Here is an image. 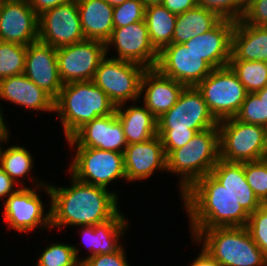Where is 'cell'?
<instances>
[{"instance_id": "cell-1", "label": "cell", "mask_w": 267, "mask_h": 266, "mask_svg": "<svg viewBox=\"0 0 267 266\" xmlns=\"http://www.w3.org/2000/svg\"><path fill=\"white\" fill-rule=\"evenodd\" d=\"M70 186L49 183L51 228L94 226L111 219L118 211V192L86 184L70 175ZM111 190V191H109Z\"/></svg>"}, {"instance_id": "cell-2", "label": "cell", "mask_w": 267, "mask_h": 266, "mask_svg": "<svg viewBox=\"0 0 267 266\" xmlns=\"http://www.w3.org/2000/svg\"><path fill=\"white\" fill-rule=\"evenodd\" d=\"M192 239L202 230L247 226L249 214L211 174L196 180L182 195Z\"/></svg>"}, {"instance_id": "cell-3", "label": "cell", "mask_w": 267, "mask_h": 266, "mask_svg": "<svg viewBox=\"0 0 267 266\" xmlns=\"http://www.w3.org/2000/svg\"><path fill=\"white\" fill-rule=\"evenodd\" d=\"M218 127L202 94L194 87H185L176 104L157 119V135L166 156L186 145L198 132Z\"/></svg>"}, {"instance_id": "cell-4", "label": "cell", "mask_w": 267, "mask_h": 266, "mask_svg": "<svg viewBox=\"0 0 267 266\" xmlns=\"http://www.w3.org/2000/svg\"><path fill=\"white\" fill-rule=\"evenodd\" d=\"M116 106L93 81H74L63 84L54 100V113L69 139L80 127L97 117L111 115Z\"/></svg>"}, {"instance_id": "cell-5", "label": "cell", "mask_w": 267, "mask_h": 266, "mask_svg": "<svg viewBox=\"0 0 267 266\" xmlns=\"http://www.w3.org/2000/svg\"><path fill=\"white\" fill-rule=\"evenodd\" d=\"M166 158L167 173L179 177L181 198L196 180L210 174L220 160L218 127L198 132L186 145L174 149Z\"/></svg>"}, {"instance_id": "cell-6", "label": "cell", "mask_w": 267, "mask_h": 266, "mask_svg": "<svg viewBox=\"0 0 267 266\" xmlns=\"http://www.w3.org/2000/svg\"><path fill=\"white\" fill-rule=\"evenodd\" d=\"M191 240L201 244L222 266H267V257L246 226L205 229Z\"/></svg>"}, {"instance_id": "cell-7", "label": "cell", "mask_w": 267, "mask_h": 266, "mask_svg": "<svg viewBox=\"0 0 267 266\" xmlns=\"http://www.w3.org/2000/svg\"><path fill=\"white\" fill-rule=\"evenodd\" d=\"M220 159L251 162L267 158V128L235 117L218 122Z\"/></svg>"}, {"instance_id": "cell-8", "label": "cell", "mask_w": 267, "mask_h": 266, "mask_svg": "<svg viewBox=\"0 0 267 266\" xmlns=\"http://www.w3.org/2000/svg\"><path fill=\"white\" fill-rule=\"evenodd\" d=\"M42 189L48 193L50 199L48 181L45 185L35 186V188L21 187L5 199L3 221L8 229L20 232V234L38 229L51 231V207L47 211L41 199L42 196L37 192L39 190L42 192Z\"/></svg>"}, {"instance_id": "cell-9", "label": "cell", "mask_w": 267, "mask_h": 266, "mask_svg": "<svg viewBox=\"0 0 267 266\" xmlns=\"http://www.w3.org/2000/svg\"><path fill=\"white\" fill-rule=\"evenodd\" d=\"M70 148L75 154L67 171L78 181L106 189L118 179L126 181L123 153L99 148Z\"/></svg>"}, {"instance_id": "cell-10", "label": "cell", "mask_w": 267, "mask_h": 266, "mask_svg": "<svg viewBox=\"0 0 267 266\" xmlns=\"http://www.w3.org/2000/svg\"><path fill=\"white\" fill-rule=\"evenodd\" d=\"M195 87L218 122L235 117L247 95L244 85L229 65L213 69Z\"/></svg>"}, {"instance_id": "cell-11", "label": "cell", "mask_w": 267, "mask_h": 266, "mask_svg": "<svg viewBox=\"0 0 267 266\" xmlns=\"http://www.w3.org/2000/svg\"><path fill=\"white\" fill-rule=\"evenodd\" d=\"M146 68L128 61L105 56L99 63L93 82L110 101L119 105L140 100L141 80Z\"/></svg>"}, {"instance_id": "cell-12", "label": "cell", "mask_w": 267, "mask_h": 266, "mask_svg": "<svg viewBox=\"0 0 267 266\" xmlns=\"http://www.w3.org/2000/svg\"><path fill=\"white\" fill-rule=\"evenodd\" d=\"M106 56L105 43L85 39L57 49L58 72L63 84L93 81L100 61Z\"/></svg>"}, {"instance_id": "cell-13", "label": "cell", "mask_w": 267, "mask_h": 266, "mask_svg": "<svg viewBox=\"0 0 267 266\" xmlns=\"http://www.w3.org/2000/svg\"><path fill=\"white\" fill-rule=\"evenodd\" d=\"M38 20V41L53 48L85 40L76 0L43 12Z\"/></svg>"}, {"instance_id": "cell-14", "label": "cell", "mask_w": 267, "mask_h": 266, "mask_svg": "<svg viewBox=\"0 0 267 266\" xmlns=\"http://www.w3.org/2000/svg\"><path fill=\"white\" fill-rule=\"evenodd\" d=\"M105 47L106 56L114 47L117 55L111 58L133 62L146 69L155 68L158 61V51L150 42L145 20L114 28Z\"/></svg>"}, {"instance_id": "cell-15", "label": "cell", "mask_w": 267, "mask_h": 266, "mask_svg": "<svg viewBox=\"0 0 267 266\" xmlns=\"http://www.w3.org/2000/svg\"><path fill=\"white\" fill-rule=\"evenodd\" d=\"M161 74L186 87H194L204 80L213 68L184 44H169L158 52L155 67Z\"/></svg>"}, {"instance_id": "cell-16", "label": "cell", "mask_w": 267, "mask_h": 266, "mask_svg": "<svg viewBox=\"0 0 267 266\" xmlns=\"http://www.w3.org/2000/svg\"><path fill=\"white\" fill-rule=\"evenodd\" d=\"M65 141L69 147L99 148L118 153H123L128 145L116 112L84 124Z\"/></svg>"}, {"instance_id": "cell-17", "label": "cell", "mask_w": 267, "mask_h": 266, "mask_svg": "<svg viewBox=\"0 0 267 266\" xmlns=\"http://www.w3.org/2000/svg\"><path fill=\"white\" fill-rule=\"evenodd\" d=\"M38 27L28 0L0 2V41L28 46L38 41Z\"/></svg>"}, {"instance_id": "cell-18", "label": "cell", "mask_w": 267, "mask_h": 266, "mask_svg": "<svg viewBox=\"0 0 267 266\" xmlns=\"http://www.w3.org/2000/svg\"><path fill=\"white\" fill-rule=\"evenodd\" d=\"M123 160L127 183L149 179L157 171L167 172L166 153L158 135L127 145Z\"/></svg>"}, {"instance_id": "cell-19", "label": "cell", "mask_w": 267, "mask_h": 266, "mask_svg": "<svg viewBox=\"0 0 267 266\" xmlns=\"http://www.w3.org/2000/svg\"><path fill=\"white\" fill-rule=\"evenodd\" d=\"M24 75L54 100L63 87L57 62V49L36 41L27 46Z\"/></svg>"}, {"instance_id": "cell-20", "label": "cell", "mask_w": 267, "mask_h": 266, "mask_svg": "<svg viewBox=\"0 0 267 266\" xmlns=\"http://www.w3.org/2000/svg\"><path fill=\"white\" fill-rule=\"evenodd\" d=\"M235 21L222 19L214 28L191 38L184 45L213 69L229 65Z\"/></svg>"}, {"instance_id": "cell-21", "label": "cell", "mask_w": 267, "mask_h": 266, "mask_svg": "<svg viewBox=\"0 0 267 266\" xmlns=\"http://www.w3.org/2000/svg\"><path fill=\"white\" fill-rule=\"evenodd\" d=\"M185 87L156 68L146 69L141 80V103L158 119L176 104Z\"/></svg>"}, {"instance_id": "cell-22", "label": "cell", "mask_w": 267, "mask_h": 266, "mask_svg": "<svg viewBox=\"0 0 267 266\" xmlns=\"http://www.w3.org/2000/svg\"><path fill=\"white\" fill-rule=\"evenodd\" d=\"M120 210L109 220L94 226H78L82 234V246L89 251V256H83L81 263L88 257L96 254H111L116 252L122 245L124 234L129 229V221Z\"/></svg>"}, {"instance_id": "cell-23", "label": "cell", "mask_w": 267, "mask_h": 266, "mask_svg": "<svg viewBox=\"0 0 267 266\" xmlns=\"http://www.w3.org/2000/svg\"><path fill=\"white\" fill-rule=\"evenodd\" d=\"M0 99L30 112H54V99L24 74L0 79Z\"/></svg>"}, {"instance_id": "cell-24", "label": "cell", "mask_w": 267, "mask_h": 266, "mask_svg": "<svg viewBox=\"0 0 267 266\" xmlns=\"http://www.w3.org/2000/svg\"><path fill=\"white\" fill-rule=\"evenodd\" d=\"M210 174L233 195L248 214L255 212L263 204L248 185L244 162H229L220 159Z\"/></svg>"}, {"instance_id": "cell-25", "label": "cell", "mask_w": 267, "mask_h": 266, "mask_svg": "<svg viewBox=\"0 0 267 266\" xmlns=\"http://www.w3.org/2000/svg\"><path fill=\"white\" fill-rule=\"evenodd\" d=\"M230 60L267 62V26H252L243 20L236 21Z\"/></svg>"}, {"instance_id": "cell-26", "label": "cell", "mask_w": 267, "mask_h": 266, "mask_svg": "<svg viewBox=\"0 0 267 266\" xmlns=\"http://www.w3.org/2000/svg\"><path fill=\"white\" fill-rule=\"evenodd\" d=\"M85 39L106 43L112 35L113 6L104 0H76Z\"/></svg>"}, {"instance_id": "cell-27", "label": "cell", "mask_w": 267, "mask_h": 266, "mask_svg": "<svg viewBox=\"0 0 267 266\" xmlns=\"http://www.w3.org/2000/svg\"><path fill=\"white\" fill-rule=\"evenodd\" d=\"M128 105V106H125ZM138 101L116 107L115 112L122 124L127 144L148 141L157 135V119Z\"/></svg>"}, {"instance_id": "cell-28", "label": "cell", "mask_w": 267, "mask_h": 266, "mask_svg": "<svg viewBox=\"0 0 267 266\" xmlns=\"http://www.w3.org/2000/svg\"><path fill=\"white\" fill-rule=\"evenodd\" d=\"M221 20L215 12L199 6L178 14L172 44H184L191 38L210 31Z\"/></svg>"}, {"instance_id": "cell-29", "label": "cell", "mask_w": 267, "mask_h": 266, "mask_svg": "<svg viewBox=\"0 0 267 266\" xmlns=\"http://www.w3.org/2000/svg\"><path fill=\"white\" fill-rule=\"evenodd\" d=\"M32 155L24 146L9 145V147L2 149L0 167L20 187H29L26 185V178L29 179V177L35 183L33 184L34 187L43 186L47 183L46 181L31 176L34 167V157ZM23 183H25V186Z\"/></svg>"}, {"instance_id": "cell-30", "label": "cell", "mask_w": 267, "mask_h": 266, "mask_svg": "<svg viewBox=\"0 0 267 266\" xmlns=\"http://www.w3.org/2000/svg\"><path fill=\"white\" fill-rule=\"evenodd\" d=\"M177 15L171 13L162 4L145 7L144 20L147 25L151 44L159 52L172 44Z\"/></svg>"}, {"instance_id": "cell-31", "label": "cell", "mask_w": 267, "mask_h": 266, "mask_svg": "<svg viewBox=\"0 0 267 266\" xmlns=\"http://www.w3.org/2000/svg\"><path fill=\"white\" fill-rule=\"evenodd\" d=\"M229 66L244 85L247 93H255L267 86V62L230 60Z\"/></svg>"}, {"instance_id": "cell-32", "label": "cell", "mask_w": 267, "mask_h": 266, "mask_svg": "<svg viewBox=\"0 0 267 266\" xmlns=\"http://www.w3.org/2000/svg\"><path fill=\"white\" fill-rule=\"evenodd\" d=\"M80 249L75 244L53 242L38 254L35 266H81Z\"/></svg>"}, {"instance_id": "cell-33", "label": "cell", "mask_w": 267, "mask_h": 266, "mask_svg": "<svg viewBox=\"0 0 267 266\" xmlns=\"http://www.w3.org/2000/svg\"><path fill=\"white\" fill-rule=\"evenodd\" d=\"M27 46L0 41V79L24 74Z\"/></svg>"}, {"instance_id": "cell-34", "label": "cell", "mask_w": 267, "mask_h": 266, "mask_svg": "<svg viewBox=\"0 0 267 266\" xmlns=\"http://www.w3.org/2000/svg\"><path fill=\"white\" fill-rule=\"evenodd\" d=\"M197 6L215 12L221 19L232 21L242 20L247 6V0H196Z\"/></svg>"}, {"instance_id": "cell-35", "label": "cell", "mask_w": 267, "mask_h": 266, "mask_svg": "<svg viewBox=\"0 0 267 266\" xmlns=\"http://www.w3.org/2000/svg\"><path fill=\"white\" fill-rule=\"evenodd\" d=\"M245 177L257 198L267 204V158L244 162Z\"/></svg>"}, {"instance_id": "cell-36", "label": "cell", "mask_w": 267, "mask_h": 266, "mask_svg": "<svg viewBox=\"0 0 267 266\" xmlns=\"http://www.w3.org/2000/svg\"><path fill=\"white\" fill-rule=\"evenodd\" d=\"M240 122L260 125L267 128V107L255 93H247L237 115Z\"/></svg>"}, {"instance_id": "cell-37", "label": "cell", "mask_w": 267, "mask_h": 266, "mask_svg": "<svg viewBox=\"0 0 267 266\" xmlns=\"http://www.w3.org/2000/svg\"><path fill=\"white\" fill-rule=\"evenodd\" d=\"M145 5L142 0H127L113 8L114 28L124 27L144 20Z\"/></svg>"}, {"instance_id": "cell-38", "label": "cell", "mask_w": 267, "mask_h": 266, "mask_svg": "<svg viewBox=\"0 0 267 266\" xmlns=\"http://www.w3.org/2000/svg\"><path fill=\"white\" fill-rule=\"evenodd\" d=\"M246 227L253 241L267 257V204H262L255 212L249 214Z\"/></svg>"}, {"instance_id": "cell-39", "label": "cell", "mask_w": 267, "mask_h": 266, "mask_svg": "<svg viewBox=\"0 0 267 266\" xmlns=\"http://www.w3.org/2000/svg\"><path fill=\"white\" fill-rule=\"evenodd\" d=\"M81 266H130L126 251L122 245L116 252L111 254H96L86 258Z\"/></svg>"}, {"instance_id": "cell-40", "label": "cell", "mask_w": 267, "mask_h": 266, "mask_svg": "<svg viewBox=\"0 0 267 266\" xmlns=\"http://www.w3.org/2000/svg\"><path fill=\"white\" fill-rule=\"evenodd\" d=\"M242 20L252 26H267V0H250Z\"/></svg>"}, {"instance_id": "cell-41", "label": "cell", "mask_w": 267, "mask_h": 266, "mask_svg": "<svg viewBox=\"0 0 267 266\" xmlns=\"http://www.w3.org/2000/svg\"><path fill=\"white\" fill-rule=\"evenodd\" d=\"M162 5L171 13L178 15L195 8L197 2L196 0H164Z\"/></svg>"}, {"instance_id": "cell-42", "label": "cell", "mask_w": 267, "mask_h": 266, "mask_svg": "<svg viewBox=\"0 0 267 266\" xmlns=\"http://www.w3.org/2000/svg\"><path fill=\"white\" fill-rule=\"evenodd\" d=\"M16 186V187H15ZM18 186V187H17ZM19 188L17 185L0 167V200L5 201L13 193H15Z\"/></svg>"}, {"instance_id": "cell-43", "label": "cell", "mask_w": 267, "mask_h": 266, "mask_svg": "<svg viewBox=\"0 0 267 266\" xmlns=\"http://www.w3.org/2000/svg\"><path fill=\"white\" fill-rule=\"evenodd\" d=\"M72 1L75 0H28L29 5L38 16L49 9Z\"/></svg>"}, {"instance_id": "cell-44", "label": "cell", "mask_w": 267, "mask_h": 266, "mask_svg": "<svg viewBox=\"0 0 267 266\" xmlns=\"http://www.w3.org/2000/svg\"><path fill=\"white\" fill-rule=\"evenodd\" d=\"M189 266H222L203 247L197 257L191 261Z\"/></svg>"}, {"instance_id": "cell-45", "label": "cell", "mask_w": 267, "mask_h": 266, "mask_svg": "<svg viewBox=\"0 0 267 266\" xmlns=\"http://www.w3.org/2000/svg\"><path fill=\"white\" fill-rule=\"evenodd\" d=\"M0 104V136H11V132H9L8 125L6 123V118L3 116L2 108Z\"/></svg>"}, {"instance_id": "cell-46", "label": "cell", "mask_w": 267, "mask_h": 266, "mask_svg": "<svg viewBox=\"0 0 267 266\" xmlns=\"http://www.w3.org/2000/svg\"><path fill=\"white\" fill-rule=\"evenodd\" d=\"M255 94L259 97L260 101L264 102L265 106L267 107V86L255 92Z\"/></svg>"}, {"instance_id": "cell-47", "label": "cell", "mask_w": 267, "mask_h": 266, "mask_svg": "<svg viewBox=\"0 0 267 266\" xmlns=\"http://www.w3.org/2000/svg\"><path fill=\"white\" fill-rule=\"evenodd\" d=\"M144 2L145 7L151 6V5H159L163 4L164 0H142Z\"/></svg>"}, {"instance_id": "cell-48", "label": "cell", "mask_w": 267, "mask_h": 266, "mask_svg": "<svg viewBox=\"0 0 267 266\" xmlns=\"http://www.w3.org/2000/svg\"><path fill=\"white\" fill-rule=\"evenodd\" d=\"M9 137L10 136H0V159H1V152H2V149H3L2 146L5 147V144L8 143V141H9Z\"/></svg>"}, {"instance_id": "cell-49", "label": "cell", "mask_w": 267, "mask_h": 266, "mask_svg": "<svg viewBox=\"0 0 267 266\" xmlns=\"http://www.w3.org/2000/svg\"><path fill=\"white\" fill-rule=\"evenodd\" d=\"M106 1L108 4L112 5L113 7L123 4L125 1L127 0H104Z\"/></svg>"}, {"instance_id": "cell-50", "label": "cell", "mask_w": 267, "mask_h": 266, "mask_svg": "<svg viewBox=\"0 0 267 266\" xmlns=\"http://www.w3.org/2000/svg\"><path fill=\"white\" fill-rule=\"evenodd\" d=\"M4 1H13V0H0V2H4Z\"/></svg>"}]
</instances>
